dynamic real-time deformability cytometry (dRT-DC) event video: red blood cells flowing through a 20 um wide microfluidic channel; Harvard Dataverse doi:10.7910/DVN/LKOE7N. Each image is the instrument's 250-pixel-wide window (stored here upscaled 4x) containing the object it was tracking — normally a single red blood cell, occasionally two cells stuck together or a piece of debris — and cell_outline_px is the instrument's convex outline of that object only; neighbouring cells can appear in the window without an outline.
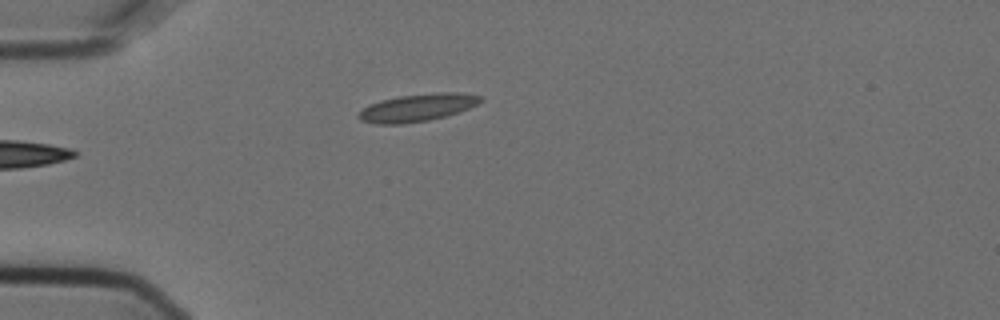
{"species": "Egyptian fruit bat (a non-hibernating species)", "species_latin": "Rousettus aegyptiacus", "temperature_condition": "cold", "stored_images_in_passage": 5, "camera_frame_rate_fps": 3000, "um_per_image_px": 0.085, "animal": {"sex": "female"}, "frame": {"image": 1, "passage_image": 5, "time_ms": 1.333, "image_size_px": [1000, 320], "cell_outline_px": [[484, 100], [468, 108], [444, 116], [428, 120], [400, 124], [376, 124], [360, 120], [356, 116], [368, 104], [380, 100], [400, 96], [440, 92], [456, 92], [480, 96]], "centroid_in_image_um": [35.43, 9.15], "position_along_channel_um": 49.6, "area_um2": 19.31}}